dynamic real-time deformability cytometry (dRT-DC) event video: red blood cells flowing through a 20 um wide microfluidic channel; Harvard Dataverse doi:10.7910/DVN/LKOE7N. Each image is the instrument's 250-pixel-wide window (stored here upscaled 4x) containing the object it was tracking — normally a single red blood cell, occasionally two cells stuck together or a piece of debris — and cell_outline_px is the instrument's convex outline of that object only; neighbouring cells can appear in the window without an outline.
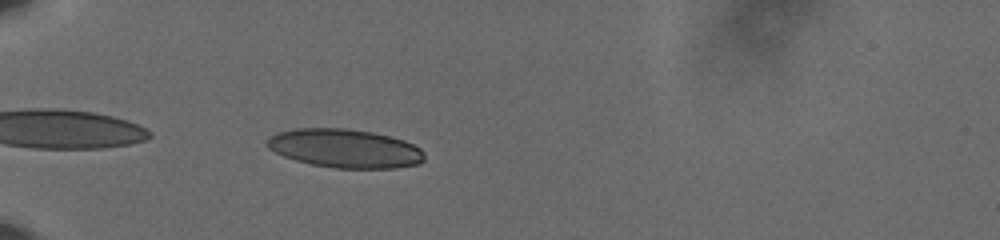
{"species": "human", "species_latin": "Homo sapiens", "temperature_condition": "cold", "stored_images_in_passage": 39, "camera_frame_rate_fps": 3000, "um_per_image_px": 0.085, "donor": {"sex": "male"}, "frame": {"image": 1, "passage_image": 3, "time_ms": 0.667, "image_size_px": [1000, 240], "cell_outline_px": [[424, 160], [420, 164], [396, 168], [336, 168], [312, 164], [296, 160], [284, 156], [268, 148], [264, 144], [264, 140], [276, 132], [296, 128], [344, 128], [372, 132], [404, 140], [420, 148], [424, 152]], "centroid_in_image_um": [29.29, 12.61], "position_along_channel_um": 55.7, "area_um2": 35.6}}
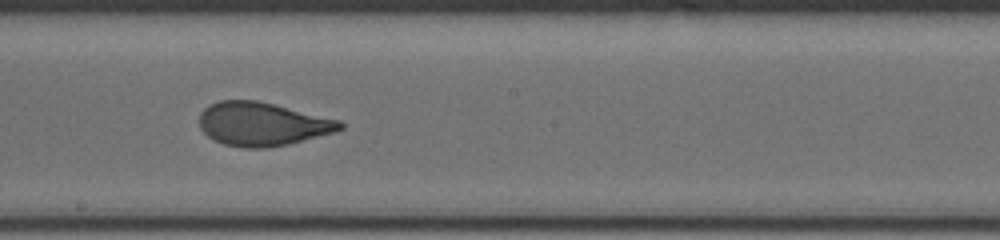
{"frame": {"image": 2, "passage_image": 19, "time_ms": 6.0, "image_size_px": [1000, 240], "cell_outline_px": [[344, 128], [336, 132], [288, 144], [264, 148], [244, 148], [224, 144], [212, 140], [200, 128], [200, 112], [208, 104], [220, 100], [256, 100], [276, 104], [340, 120], [344, 124]], "centroid_in_image_um": [22.3, 10.54], "position_along_channel_um": 225.9, "area_um2": 35.95}}
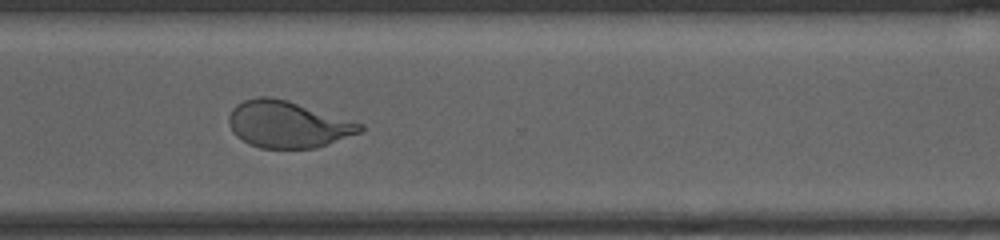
{"frame": {"image": 3, "passage_image": 29, "time_ms": 9.333, "image_size_px": [1000, 240], "cell_outline_px": [[364, 128], [360, 132], [328, 144], [316, 148], [260, 148], [248, 144], [236, 136], [232, 132], [228, 124], [228, 116], [232, 108], [236, 104], [244, 100], [256, 96], [268, 96], [288, 100], [364, 124]], "centroid_in_image_um": [24.41, 10.56], "position_along_channel_um": 346.2, "area_um2": 35.89}, "authors_computed_cell_mechanics": {"area_um2": 35.9516, "velocity_mm_per_s": 3.6225, "shape_relaxation_time_tau1_ms": 5.0279, "shape_relaxation_time_tau2_ms": null, "deformation_change_tau1": 0.1581, "deformation_change_tau2": null}}